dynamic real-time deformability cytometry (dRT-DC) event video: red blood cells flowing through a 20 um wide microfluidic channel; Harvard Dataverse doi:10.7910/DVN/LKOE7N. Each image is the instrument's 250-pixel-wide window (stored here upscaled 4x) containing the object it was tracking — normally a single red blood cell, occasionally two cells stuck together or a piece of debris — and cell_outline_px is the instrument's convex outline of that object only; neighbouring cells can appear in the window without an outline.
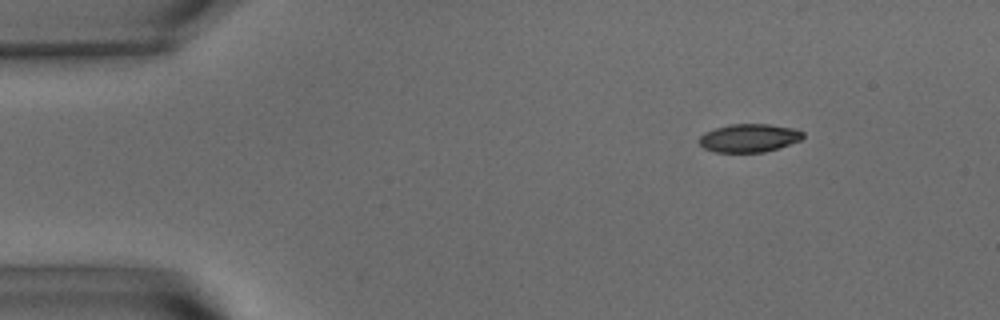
{"species": "common noctule bat (a hibernating species)", "species_latin": "Nyctalus noctula", "temperature_condition": "warm", "stored_images_in_passage": 34, "camera_frame_rate_fps": 3000, "um_per_image_px": 0.085, "animal": {"sex": "male", "body_mass_g": 15.6}, "frame": {"image": 1, "passage_image": 1, "time_ms": 0.0, "image_size_px": [1000, 320], "cell_outline_px": [[804, 136], [800, 140], [764, 152], [716, 152], [704, 148], [700, 144], [700, 136], [704, 132], [728, 124], [768, 124], [796, 128], [804, 132]], "centroid_in_image_um": [63.68, 11.71], "position_along_channel_um": 21.3, "area_um2": 16.99}}
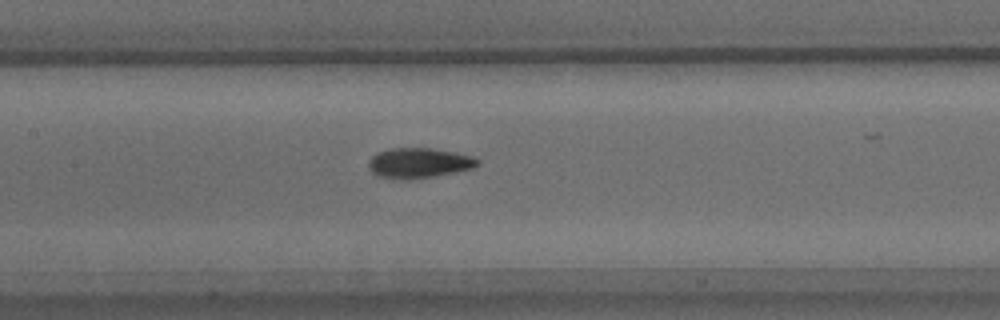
{"frame": {"image": 2, "passage_image": 20, "time_ms": 6.333, "image_size_px": [1000, 320], "cell_outline_px": [[480, 164], [472, 168], [456, 172], [408, 180], [400, 180], [376, 176], [368, 168], [368, 160], [376, 152], [388, 148], [432, 148], [476, 156], [480, 160]], "centroid_in_image_um": [35.59, 13.85], "position_along_channel_um": 171.8, "area_um2": 19.54}}
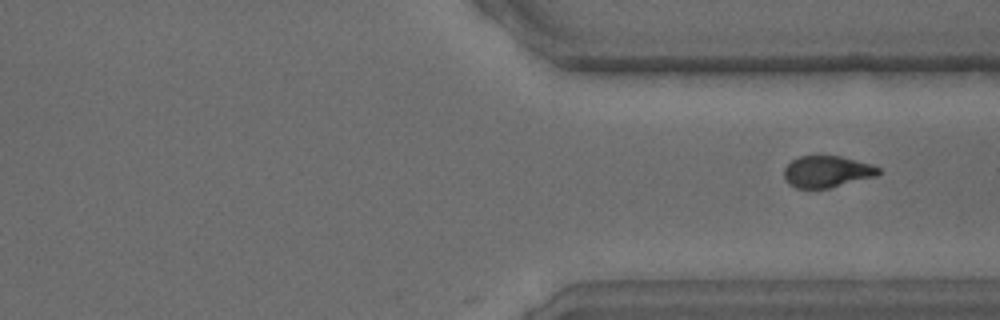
{"frame": {"image": 3, "passage_image": 34, "time_ms": 11.0, "image_size_px": [1000, 320], "cell_outline_px": [[880, 172], [876, 176], [828, 188], [796, 188], [788, 184], [784, 180], [784, 168], [792, 160], [800, 156], [840, 156], [872, 164], [880, 168]], "centroid_in_image_um": [70.27, 14.59], "position_along_channel_um": 341.1, "area_um2": 17.34}}